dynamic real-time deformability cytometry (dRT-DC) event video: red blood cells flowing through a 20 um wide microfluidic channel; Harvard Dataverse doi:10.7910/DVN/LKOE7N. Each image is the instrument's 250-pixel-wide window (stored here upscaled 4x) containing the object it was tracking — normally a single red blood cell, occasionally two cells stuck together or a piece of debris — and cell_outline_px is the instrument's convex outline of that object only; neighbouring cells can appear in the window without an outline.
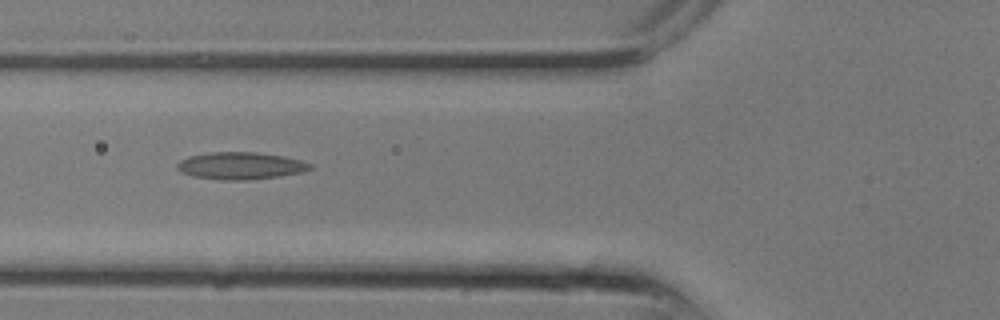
{"species": "common noctule bat (a hibernating species)", "species_latin": "Nyctalus noctula", "temperature_condition": "room temperature", "stored_images_in_passage": 6, "camera_frame_rate_fps": 3000, "um_per_image_px": 0.085, "animal": {"sex": "male", "body_mass_g": 13.3}, "frame": {"image": 1, "passage_image": 5, "time_ms": 1.333, "image_size_px": [1000, 320], "cell_outline_px": [[312, 168], [300, 172], [280, 176], [248, 180], [224, 180], [192, 176], [180, 172], [176, 168], [176, 164], [180, 160], [188, 156], [208, 152], [256, 152], [284, 156], [300, 160], [312, 164]], "centroid_in_image_um": [20.4, 14.08], "position_along_channel_um": 105.4, "area_um2": 21.15}}